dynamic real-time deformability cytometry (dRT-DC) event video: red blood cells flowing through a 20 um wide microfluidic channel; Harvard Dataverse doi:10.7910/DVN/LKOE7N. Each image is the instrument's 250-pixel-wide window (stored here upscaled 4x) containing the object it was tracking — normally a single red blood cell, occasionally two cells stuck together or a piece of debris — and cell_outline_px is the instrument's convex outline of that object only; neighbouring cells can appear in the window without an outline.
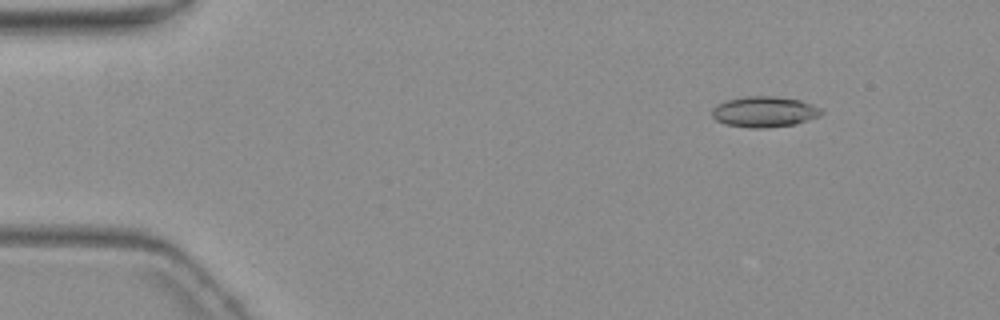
{"species": "common noctule bat (a hibernating species)", "species_latin": "Nyctalus noctula", "temperature_condition": "warm", "stored_images_in_passage": 3, "camera_frame_rate_fps": 3000, "um_per_image_px": 0.085, "animal": {"sex": "female", "body_mass_g": 19.3, "forearm_length_mm": 54.1}, "frame": {"image": 1, "passage_image": 2, "time_ms": 1.333, "image_size_px": [1000, 320], "cell_outline_px": [[824, 112], [820, 116], [796, 124], [764, 128], [748, 128], [724, 124], [716, 120], [712, 116], [712, 108], [716, 104], [728, 100], [748, 96], [776, 96], [800, 100], [812, 104], [820, 108]], "centroid_in_image_um": [64.97, 9.51], "position_along_channel_um": 20.0, "area_um2": 19.71}}